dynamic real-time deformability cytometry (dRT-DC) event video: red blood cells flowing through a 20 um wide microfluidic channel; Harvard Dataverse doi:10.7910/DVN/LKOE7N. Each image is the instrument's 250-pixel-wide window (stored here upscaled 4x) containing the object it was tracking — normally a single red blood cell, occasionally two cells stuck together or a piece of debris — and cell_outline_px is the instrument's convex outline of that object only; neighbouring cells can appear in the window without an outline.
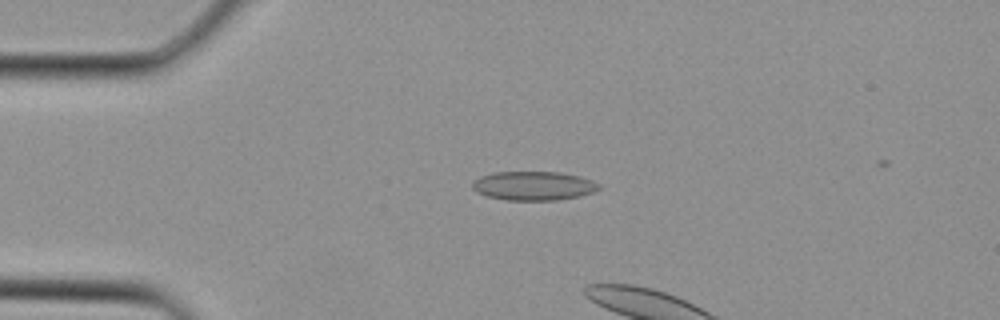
{"species": "Egyptian fruit bat (a non-hibernating species)", "species_latin": "Rousettus aegyptiacus", "temperature_condition": "cold", "stored_images_in_passage": 3, "camera_frame_rate_fps": 3000, "um_per_image_px": 0.085, "animal": {"sex": "female"}, "frame": {"image": 1, "passage_image": 2, "time_ms": 0.333, "image_size_px": [1000, 320], "cell_outline_px": [[600, 188], [592, 192], [580, 196], [556, 200], [504, 200], [488, 196], [476, 192], [472, 188], [472, 184], [480, 176], [492, 172], [560, 172], [580, 176], [592, 180], [600, 184]], "centroid_in_image_um": [45.35, 15.79], "position_along_channel_um": 39.6, "area_um2": 21.39}}